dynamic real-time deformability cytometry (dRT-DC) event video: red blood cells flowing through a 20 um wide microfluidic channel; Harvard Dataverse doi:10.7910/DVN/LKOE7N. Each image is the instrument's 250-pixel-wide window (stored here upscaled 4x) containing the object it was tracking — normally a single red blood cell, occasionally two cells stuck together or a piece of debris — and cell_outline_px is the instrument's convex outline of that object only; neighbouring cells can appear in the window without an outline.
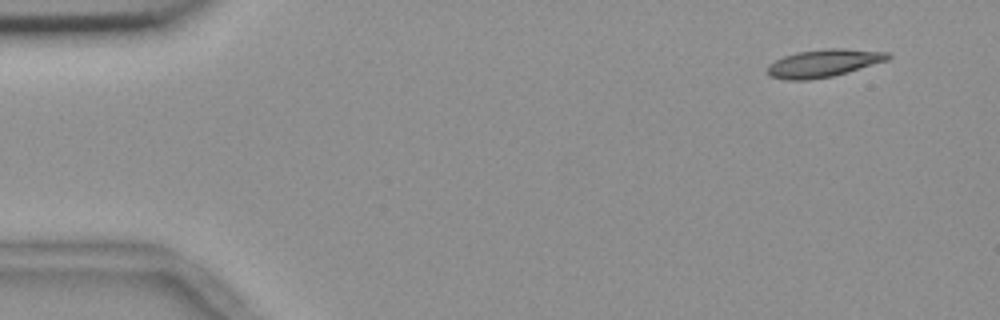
{"species": "common noctule bat (a hibernating species)", "species_latin": "Nyctalus noctula", "temperature_condition": "room temperature", "stored_images_in_passage": 52, "camera_frame_rate_fps": 3000, "um_per_image_px": 0.085, "animal": {"sex": "female", "body_mass_g": 18.4}, "frame": {"image": 1, "passage_image": 1, "time_ms": 0.0, "image_size_px": [1000, 320], "cell_outline_px": [[892, 56], [888, 60], [848, 72], [832, 76], [808, 80], [784, 80], [772, 76], [764, 68], [768, 64], [784, 56], [796, 52], [828, 48], [844, 48], [892, 52]], "centroid_in_image_um": [70.03, 5.36], "position_along_channel_um": 15.0, "area_um2": 19.65}}
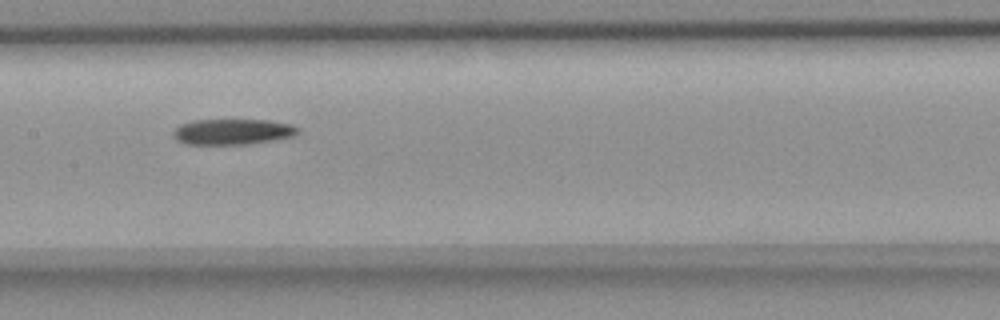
{"frame": {"image": 2, "passage_image": 24, "time_ms": 7.667, "image_size_px": [1000, 320], "cell_outline_px": [[300, 132], [292, 136], [276, 140], [248, 144], [184, 144], [176, 140], [172, 136], [172, 132], [180, 124], [192, 120], [268, 120], [292, 124], [300, 128]], "centroid_in_image_um": [19.77, 11.2], "position_along_channel_um": 187.6, "area_um2": 18.9}}
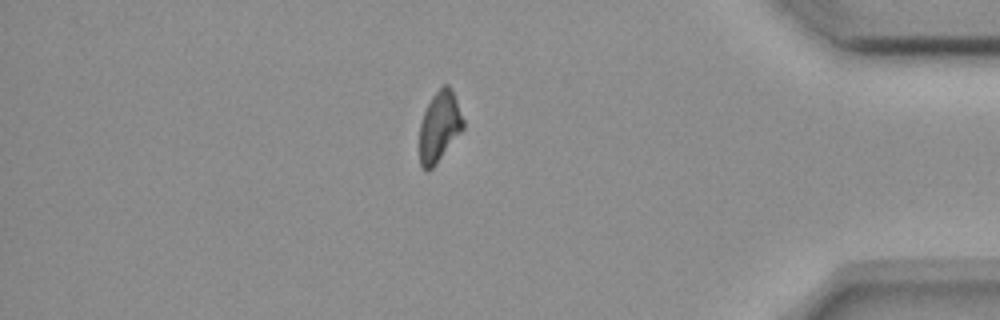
{"frame": {"image": 3, "passage_image": 44, "time_ms": 14.333, "image_size_px": [1000, 320], "cell_outline_px": [[464, 128], [436, 164], [428, 172], [420, 164], [420, 124], [424, 112], [432, 96], [444, 84], [448, 84], [456, 100], [464, 120]], "centroid_in_image_um": [37.35, 10.77], "position_along_channel_um": 397.9, "area_um2": 17.63}}